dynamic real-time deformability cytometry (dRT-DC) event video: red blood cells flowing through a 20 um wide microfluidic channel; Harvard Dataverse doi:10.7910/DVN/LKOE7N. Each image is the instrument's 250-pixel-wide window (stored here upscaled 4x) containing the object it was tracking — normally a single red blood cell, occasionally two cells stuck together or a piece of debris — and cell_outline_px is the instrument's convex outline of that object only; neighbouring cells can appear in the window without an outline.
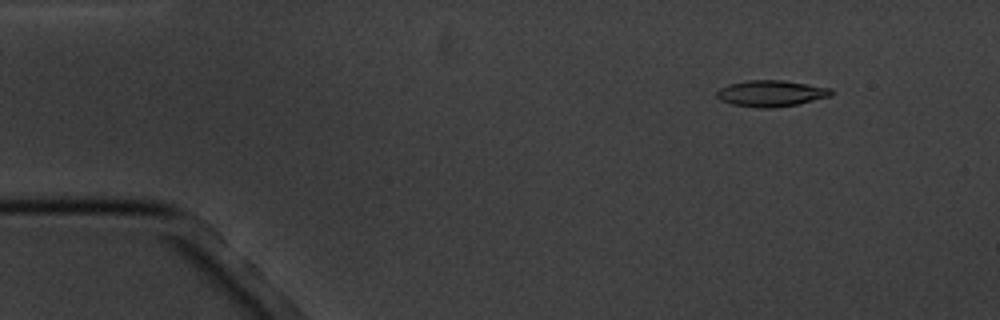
{"species": "common noctule bat (a hibernating species)", "species_latin": "Nyctalus noctula", "temperature_condition": "cold", "stored_images_in_passage": 5, "camera_frame_rate_fps": 3000, "um_per_image_px": 0.085, "animal": {"sex": "male", "body_mass_g": 20.1, "forearm_length_mm": 53.5}, "frame": {"image": 1, "passage_image": 2, "time_ms": 1.333, "image_size_px": [1000, 320], "cell_outline_px": [[832, 96], [796, 104], [772, 108], [760, 108], [732, 104], [720, 100], [716, 96], [716, 92], [720, 88], [728, 84], [748, 80], [784, 80], [832, 88]], "centroid_in_image_um": [65.53, 7.93], "position_along_channel_um": 19.5, "area_um2": 17.51}}
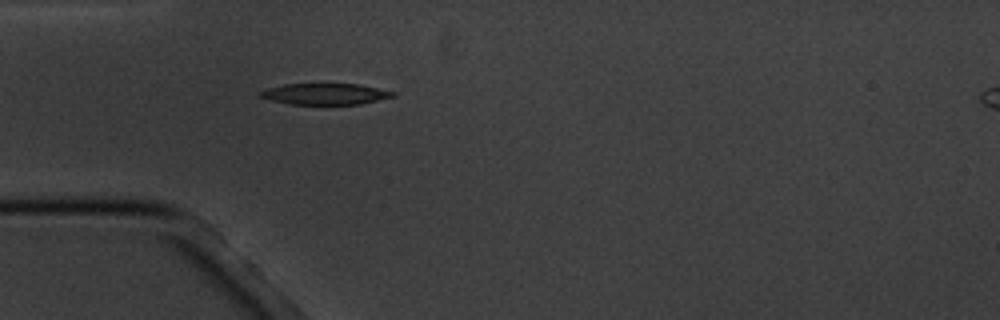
{"frame": {"image": 2, "passage_image": 5, "time_ms": 4.667, "image_size_px": [1000, 320], "cell_outline_px": [[396, 96], [360, 104], [288, 104], [268, 100], [260, 96], [256, 92], [268, 88], [284, 84], [360, 84], [396, 92]], "centroid_in_image_um": [27.61, 7.99], "position_along_channel_um": 57.4, "area_um2": 16.47}}